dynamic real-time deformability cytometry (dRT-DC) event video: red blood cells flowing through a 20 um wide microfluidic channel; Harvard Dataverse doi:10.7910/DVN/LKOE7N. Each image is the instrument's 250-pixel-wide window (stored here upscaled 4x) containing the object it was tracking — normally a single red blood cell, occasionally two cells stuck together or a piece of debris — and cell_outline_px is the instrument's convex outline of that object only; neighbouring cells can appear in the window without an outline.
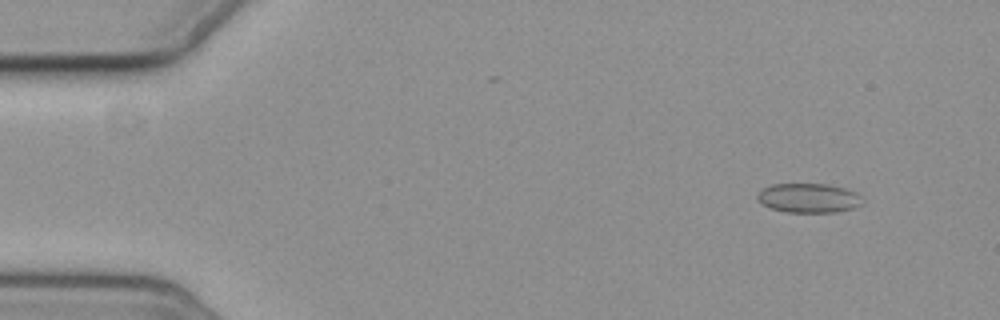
{"species": "common noctule bat (a hibernating species)", "species_latin": "Nyctalus noctula", "temperature_condition": "cold", "stored_images_in_passage": 5, "camera_frame_rate_fps": 3000, "um_per_image_px": 0.085, "animal": {"sex": "female", "body_mass_g": 19.3, "forearm_length_mm": 54.1}, "frame": {"image": 1, "passage_image": 2, "time_ms": 1.333, "image_size_px": [1000, 320], "cell_outline_px": [[864, 204], [852, 208], [836, 212], [784, 212], [772, 208], [756, 200], [756, 192], [772, 184], [828, 184], [844, 188], [856, 192], [864, 200]], "centroid_in_image_um": [68.74, 16.83], "position_along_channel_um": 16.3, "area_um2": 18.09}}